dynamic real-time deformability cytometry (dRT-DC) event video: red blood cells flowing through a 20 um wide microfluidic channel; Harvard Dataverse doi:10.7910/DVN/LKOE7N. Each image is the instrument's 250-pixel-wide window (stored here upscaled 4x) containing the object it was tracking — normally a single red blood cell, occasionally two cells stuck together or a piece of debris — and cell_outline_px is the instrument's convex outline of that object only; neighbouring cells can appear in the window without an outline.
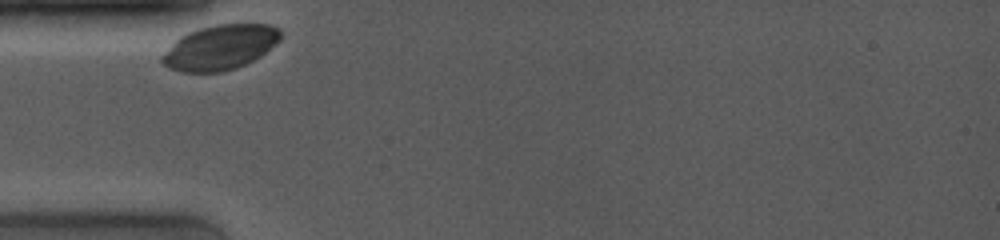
{"species": "common noctule bat (a hibernating species)", "species_latin": "Nyctalus noctula", "temperature_condition": "room temperature", "stored_images_in_passage": 8, "camera_frame_rate_fps": 4000, "um_per_image_px": 0.085, "animal": {"sex": "female", "body_mass_g": 19.0, "forearm_length_mm": 53.3}, "frame": {"image": 1, "passage_image": 1, "time_ms": 0.0, "image_size_px": [1000, 240], "cell_outline_px": [[280, 40], [260, 56], [236, 68], [220, 72], [184, 72], [168, 68], [160, 60], [160, 56], [180, 36], [188, 32], [200, 28], [216, 24], [268, 24], [280, 28]], "centroid_in_image_um": [18.69, 4.02], "position_along_channel_um": 66.3, "area_um2": 30.81}}